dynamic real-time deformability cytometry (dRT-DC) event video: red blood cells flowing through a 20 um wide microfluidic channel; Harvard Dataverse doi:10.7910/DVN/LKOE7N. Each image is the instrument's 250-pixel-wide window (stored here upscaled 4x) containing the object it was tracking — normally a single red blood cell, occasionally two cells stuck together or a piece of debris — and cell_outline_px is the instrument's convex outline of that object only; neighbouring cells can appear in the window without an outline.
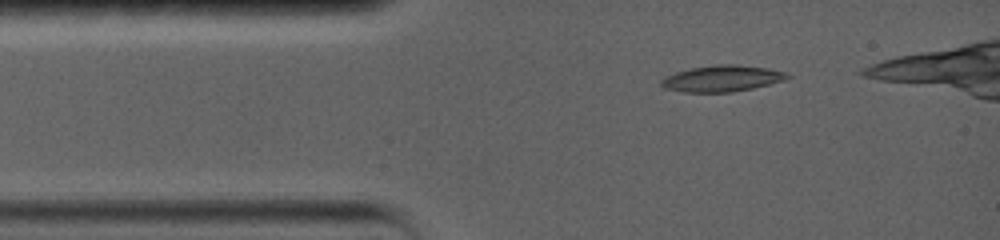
{"species": "common noctule bat (a hibernating species)", "species_latin": "Nyctalus noctula", "temperature_condition": "warm", "stored_images_in_passage": 35, "camera_frame_rate_fps": 5000, "um_per_image_px": 0.085, "animal": {"sex": "female", "body_mass_g": 19.0, "forearm_length_mm": 56.7}, "frame": {"image": 1, "passage_image": 1, "time_ms": 0.0, "image_size_px": [1000, 240], "cell_outline_px": [[792, 76], [784, 80], [752, 88], [732, 92], [684, 92], [664, 88], [660, 84], [660, 80], [664, 76], [676, 72], [692, 68], [716, 64], [736, 64], [768, 68], [788, 72]], "centroid_in_image_um": [61.37, 6.66], "position_along_channel_um": 23.6, "area_um2": 19.36}}
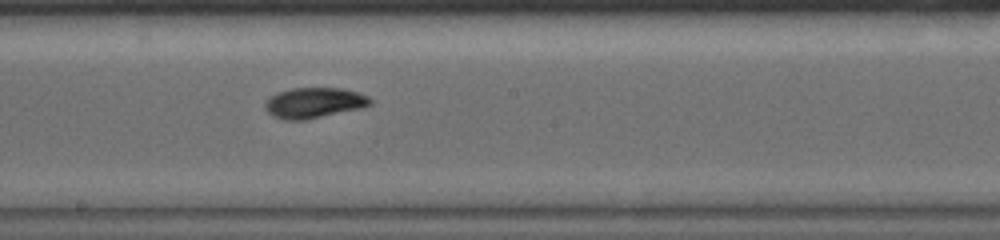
{"frame": {"image": 2, "passage_image": 17, "time_ms": 6.2, "image_size_px": [1000, 240], "cell_outline_px": [[372, 104], [360, 108], [304, 120], [284, 120], [272, 116], [264, 108], [264, 104], [276, 92], [292, 88], [340, 88], [356, 92], [368, 96], [372, 100]], "centroid_in_image_um": [26.67, 8.74], "position_along_channel_um": 221.5, "area_um2": 18.55}}
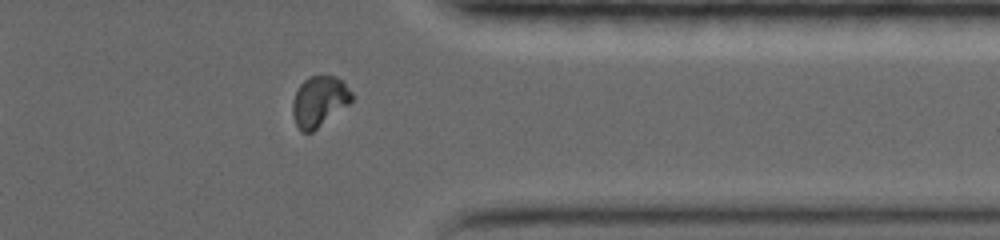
{"frame": {"image": 3, "passage_image": 29, "time_ms": 10.8, "image_size_px": [1000, 240], "cell_outline_px": [[352, 100], [348, 104], [312, 132], [304, 132], [296, 124], [292, 112], [292, 100], [300, 84], [308, 76], [336, 76], [344, 80], [352, 92]], "centroid_in_image_um": [27.14, 8.58], "position_along_channel_um": 384.3, "area_um2": 17.28}}